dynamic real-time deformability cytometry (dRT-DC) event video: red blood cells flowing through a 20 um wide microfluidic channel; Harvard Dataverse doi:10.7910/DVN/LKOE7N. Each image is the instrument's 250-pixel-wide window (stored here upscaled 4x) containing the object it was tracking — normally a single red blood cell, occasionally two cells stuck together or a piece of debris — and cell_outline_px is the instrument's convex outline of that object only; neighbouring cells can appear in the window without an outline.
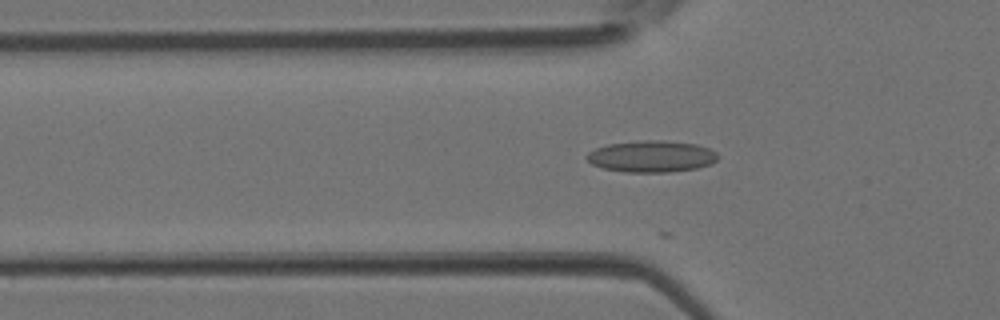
{"species": "Egyptian fruit bat (a non-hibernating species)", "species_latin": "Rousettus aegyptiacus", "temperature_condition": "room temperature", "stored_images_in_passage": 7, "camera_frame_rate_fps": 3000, "um_per_image_px": 0.085, "animal": {"sex": "female"}, "frame": {"image": 1, "passage_image": 5, "time_ms": 1.333, "image_size_px": [1000, 320], "cell_outline_px": [[720, 156], [716, 160], [708, 164], [696, 168], [668, 172], [624, 172], [604, 168], [592, 164], [584, 156], [588, 152], [596, 148], [608, 144], [640, 140], [664, 140], [696, 144], [708, 148], [716, 152]], "centroid_in_image_um": [55.36, 13.28], "position_along_channel_um": 70.4, "area_um2": 24.1}}